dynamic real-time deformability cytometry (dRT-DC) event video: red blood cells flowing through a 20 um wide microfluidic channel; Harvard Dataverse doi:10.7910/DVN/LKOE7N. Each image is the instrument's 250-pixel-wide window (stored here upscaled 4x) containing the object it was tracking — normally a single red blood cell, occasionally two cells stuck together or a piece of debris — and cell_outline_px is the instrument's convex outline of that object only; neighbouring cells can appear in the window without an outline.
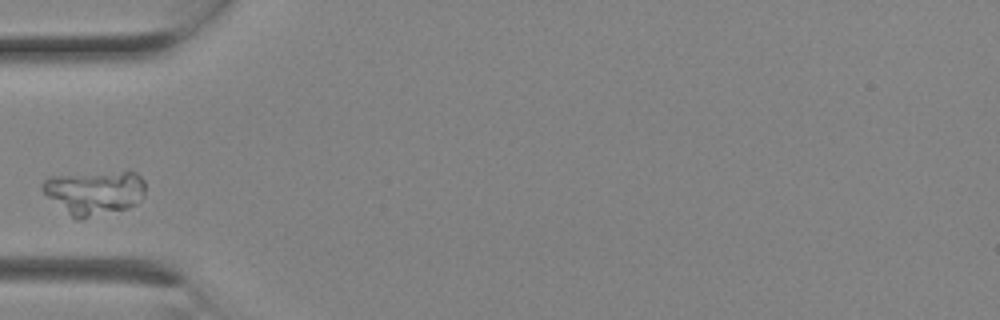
{"species": "Egyptian fruit bat (a non-hibernating species)", "species_latin": "Rousettus aegyptiacus", "temperature_condition": "room temperature", "stored_images_in_passage": 1, "camera_frame_rate_fps": 3000, "um_per_image_px": 0.085, "animal": {"sex": "female"}, "frame": {"image": 1, "passage_image": 1, "time_ms": 0.0, "image_size_px": [1000, 320], "cell_outline_px": [[144, 196], [136, 204], [124, 208], [80, 220], [76, 220], [48, 196], [44, 192], [44, 180], [52, 176], [124, 172], [136, 172], [144, 180]], "centroid_in_image_um": [8.06, 16.37], "position_along_channel_um": 76.9, "area_um2": 25.61}}